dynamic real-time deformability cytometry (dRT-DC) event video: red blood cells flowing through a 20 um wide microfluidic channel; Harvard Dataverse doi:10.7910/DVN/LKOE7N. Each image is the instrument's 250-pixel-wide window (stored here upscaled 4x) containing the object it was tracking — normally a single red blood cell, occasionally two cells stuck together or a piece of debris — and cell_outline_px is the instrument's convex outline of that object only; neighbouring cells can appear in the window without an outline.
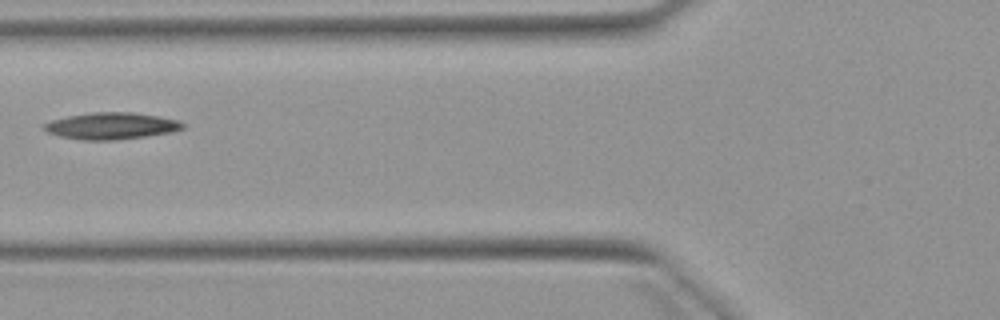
{"species": "Egyptian fruit bat (a non-hibernating species)", "species_latin": "Rousettus aegyptiacus", "temperature_condition": "warm", "stored_images_in_passage": 3, "camera_frame_rate_fps": 3000, "um_per_image_px": 0.085, "animal": {"sex": "female"}, "frame": {"image": 1, "passage_image": 2, "time_ms": 1.333, "image_size_px": [1000, 320], "cell_outline_px": [[184, 128], [172, 132], [116, 140], [80, 140], [60, 136], [48, 132], [40, 124], [52, 120], [68, 116], [92, 112], [132, 112], [180, 120], [184, 124]], "centroid_in_image_um": [9.44, 10.7], "position_along_channel_um": 116.4, "area_um2": 21.56}}
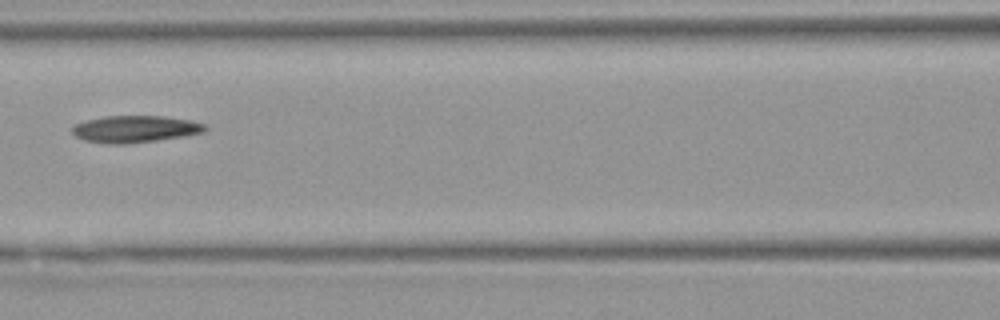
{"frame": {"image": 2, "passage_image": 3, "time_ms": 2.333, "image_size_px": [1000, 320], "cell_outline_px": [[208, 128], [204, 132], [184, 136], [128, 144], [104, 144], [84, 140], [76, 136], [72, 132], [72, 124], [104, 116], [164, 116], [192, 120], [204, 124]], "centroid_in_image_um": [11.47, 10.97], "position_along_channel_um": 155.1, "area_um2": 20.98}}